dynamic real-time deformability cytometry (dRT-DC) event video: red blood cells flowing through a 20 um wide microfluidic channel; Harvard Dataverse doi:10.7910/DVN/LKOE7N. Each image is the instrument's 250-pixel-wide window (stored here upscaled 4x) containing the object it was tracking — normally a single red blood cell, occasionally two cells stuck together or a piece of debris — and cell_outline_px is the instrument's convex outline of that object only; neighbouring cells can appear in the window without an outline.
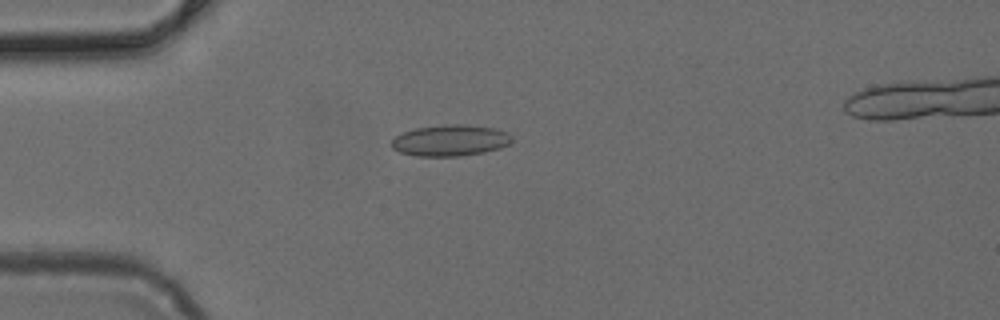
{"species": "common noctule bat (a hibernating species)", "species_latin": "Nyctalus noctula", "temperature_condition": "cold", "stored_images_in_passage": 6, "camera_frame_rate_fps": 3000, "um_per_image_px": 0.085, "animal": {"sex": "female", "body_mass_g": 24.6, "forearm_length_mm": 56.2}, "frame": {"image": 1, "passage_image": 4, "time_ms": 1.0, "image_size_px": [1000, 320], "cell_outline_px": [[512, 140], [508, 144], [500, 148], [484, 152], [460, 156], [416, 156], [400, 152], [392, 148], [388, 144], [396, 136], [404, 132], [416, 128], [448, 124], [464, 124], [496, 128], [508, 132], [512, 136]], "centroid_in_image_um": [38.27, 11.93], "position_along_channel_um": 46.7, "area_um2": 22.02}}